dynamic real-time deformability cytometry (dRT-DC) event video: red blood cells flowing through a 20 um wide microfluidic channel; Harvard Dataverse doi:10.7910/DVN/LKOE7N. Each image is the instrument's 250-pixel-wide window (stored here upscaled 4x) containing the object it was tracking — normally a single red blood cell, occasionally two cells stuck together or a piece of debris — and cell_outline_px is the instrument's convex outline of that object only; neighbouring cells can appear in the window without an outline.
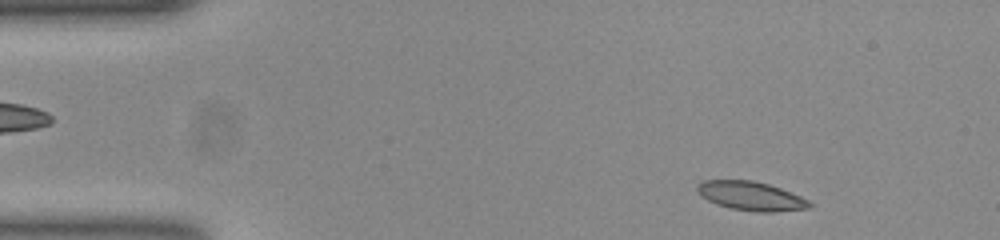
{"species": "common noctule bat (a hibernating species)", "species_latin": "Nyctalus noctula", "temperature_condition": "room temperature", "stored_images_in_passage": 49, "camera_frame_rate_fps": 3000, "um_per_image_px": 0.085, "animal": {"sex": "female", "body_mass_g": 23.0, "forearm_length_mm": 53.4}, "frame": {"image": 1, "passage_image": 3, "time_ms": 0.667, "image_size_px": [1000, 240], "cell_outline_px": [[812, 208], [772, 212], [756, 212], [732, 208], [716, 204], [708, 200], [696, 188], [696, 184], [700, 180], [752, 180], [768, 184], [780, 188], [800, 196], [808, 200], [812, 204]], "centroid_in_image_um": [63.84, 16.66], "position_along_channel_um": 21.2, "area_um2": 18.84}}
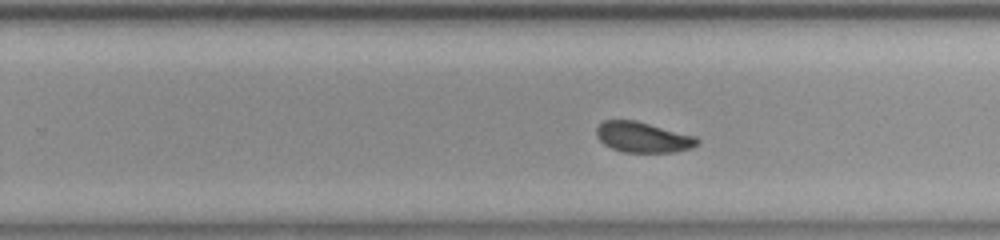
{"frame": {"image": 2, "passage_image": 29, "time_ms": 9.333, "image_size_px": [1000, 240], "cell_outline_px": [[700, 144], [692, 148], [676, 152], [624, 152], [612, 148], [604, 144], [596, 136], [596, 128], [604, 120], [636, 120], [696, 136], [700, 140]], "centroid_in_image_um": [54.68, 11.66], "position_along_channel_um": 275.1, "area_um2": 18.03}}
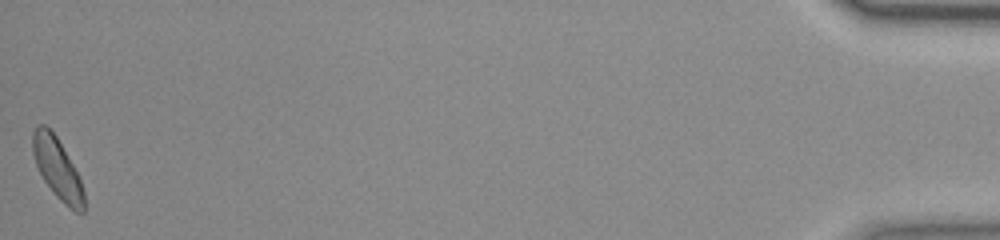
{"frame": {"image": 3, "passage_image": 49, "time_ms": 16.0, "image_size_px": [1000, 240], "cell_outline_px": [[84, 212], [76, 212], [64, 204], [56, 196], [44, 180], [36, 164], [32, 152], [32, 132], [36, 124], [44, 124], [56, 136], [80, 176], [84, 192]], "centroid_in_image_um": [4.87, 14.31], "position_along_channel_um": 430.3, "area_um2": 18.15}, "authors_computed_cell_mechanics": {"area_um2": 18.3226, "velocity_mm_per_s": 3.8531, "shape_relaxation_time_tau1_ms": 5.5529, "shape_relaxation_time_tau2_ms": 1.4958, "deformation_change_tau1": 0.1366, "deformation_change_tau2": 0.0523}}